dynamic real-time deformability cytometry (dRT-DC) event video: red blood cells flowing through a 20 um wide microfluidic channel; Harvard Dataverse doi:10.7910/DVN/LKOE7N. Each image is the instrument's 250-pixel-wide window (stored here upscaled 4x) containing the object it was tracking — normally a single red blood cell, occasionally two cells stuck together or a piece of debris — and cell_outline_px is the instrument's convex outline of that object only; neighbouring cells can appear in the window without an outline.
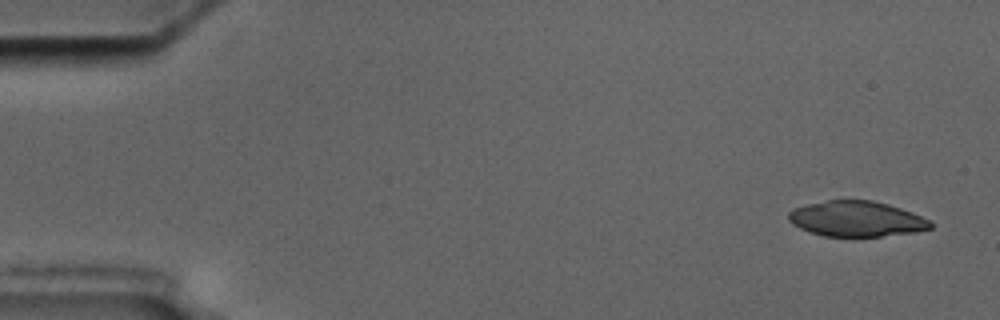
{"species": "common noctule bat (a hibernating species)", "species_latin": "Nyctalus noctula", "temperature_condition": "cold", "stored_images_in_passage": 6, "camera_frame_rate_fps": 3000, "um_per_image_px": 0.085, "animal": {"sex": "male", "body_mass_g": 17.5, "forearm_length_mm": 52.3}, "frame": {"image": 1, "passage_image": 1, "time_ms": 0.0, "image_size_px": [1000, 320], "cell_outline_px": [[932, 228], [916, 232], [880, 236], [824, 236], [808, 232], [792, 224], [788, 220], [788, 212], [792, 208], [808, 204], [828, 200], [872, 200], [888, 204], [912, 212], [932, 220]], "centroid_in_image_um": [72.8, 18.6], "position_along_channel_um": 12.2, "area_um2": 29.48}}